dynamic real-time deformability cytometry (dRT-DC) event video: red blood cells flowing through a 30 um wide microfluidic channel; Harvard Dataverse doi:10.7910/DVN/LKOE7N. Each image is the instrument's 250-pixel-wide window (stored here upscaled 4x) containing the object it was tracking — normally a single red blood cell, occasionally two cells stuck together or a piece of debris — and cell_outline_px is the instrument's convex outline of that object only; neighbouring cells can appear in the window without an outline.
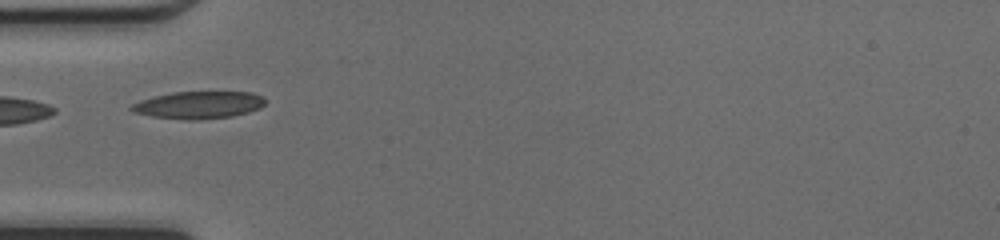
{"species": "common noctule bat (a hibernating species)", "species_latin": "Nyctalus noctula", "temperature_condition": "cold", "stored_images_in_passage": 14, "camera_frame_rate_fps": 3000, "um_per_image_px": 0.085, "animal": {"sex": "female", "body_mass_g": 17.0, "forearm_length_mm": 48.0}, "frame": {"image": 1, "passage_image": 1, "time_ms": 0.0, "image_size_px": [1000, 240], "cell_outline_px": [[264, 104], [260, 108], [248, 112], [232, 116], [196, 120], [188, 120], [152, 116], [132, 112], [128, 108], [132, 104], [140, 100], [172, 92], [252, 92], [260, 96], [264, 100]], "centroid_in_image_um": [16.85, 8.92], "position_along_channel_um": 68.1, "area_um2": 21.15}}
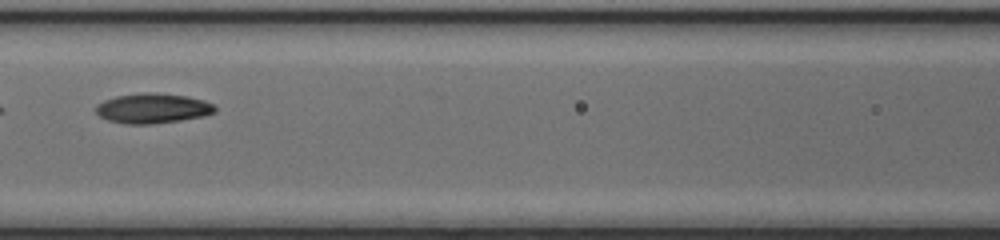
{"frame": {"image": 2, "passage_image": 7, "time_ms": 2.0, "image_size_px": [1000, 240], "cell_outline_px": [[216, 112], [204, 116], [180, 120], [152, 124], [124, 124], [108, 120], [100, 116], [96, 112], [96, 104], [104, 100], [116, 96], [148, 92], [156, 92], [188, 96], [204, 100], [212, 104], [216, 108]], "centroid_in_image_um": [12.98, 9.2], "position_along_channel_um": 153.6, "area_um2": 20.87}}